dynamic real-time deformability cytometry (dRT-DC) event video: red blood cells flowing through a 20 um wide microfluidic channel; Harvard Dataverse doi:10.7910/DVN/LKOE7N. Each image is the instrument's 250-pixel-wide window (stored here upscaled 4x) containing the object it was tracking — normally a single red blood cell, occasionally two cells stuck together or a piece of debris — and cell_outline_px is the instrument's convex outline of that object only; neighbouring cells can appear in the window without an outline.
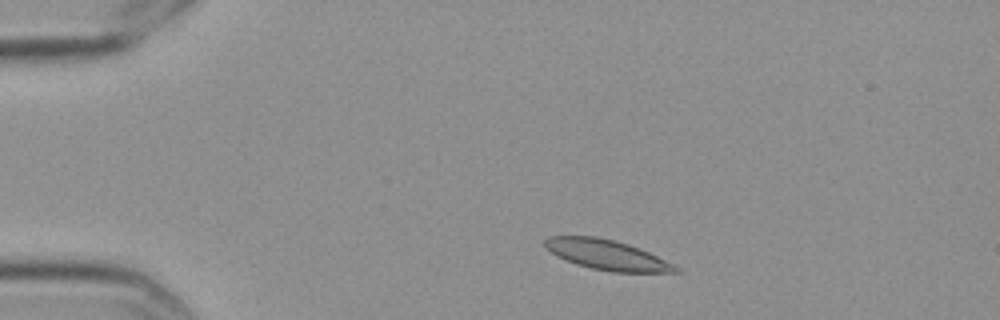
{"species": "Egyptian fruit bat (a non-hibernating species)", "species_latin": "Rousettus aegyptiacus", "temperature_condition": "cold", "stored_images_in_passage": 8, "camera_frame_rate_fps": 3000, "um_per_image_px": 0.085, "frame": {"image": 1, "passage_image": 2, "time_ms": 0.333, "image_size_px": [1000, 320], "cell_outline_px": [[684, 272], [612, 272], [592, 268], [576, 264], [556, 256], [544, 248], [544, 240], [548, 236], [596, 236], [616, 240], [640, 248], [680, 268]], "centroid_in_image_um": [51.55, 21.65], "position_along_channel_um": 33.5, "area_um2": 22.89}}
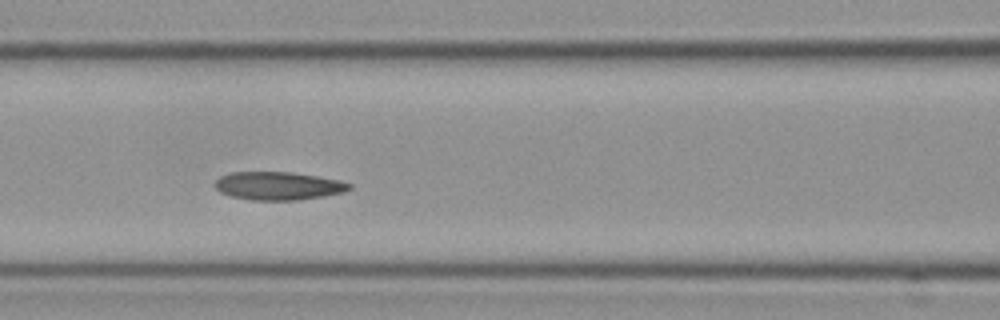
{"frame": {"image": 2, "passage_image": 6, "time_ms": 1.667, "image_size_px": [1000, 320], "cell_outline_px": [[352, 188], [344, 192], [324, 196], [296, 200], [252, 200], [232, 196], [220, 192], [216, 188], [216, 180], [220, 176], [232, 172], [292, 172], [340, 180], [352, 184]], "centroid_in_image_um": [23.68, 15.79], "position_along_channel_um": 142.9, "area_um2": 21.96}}
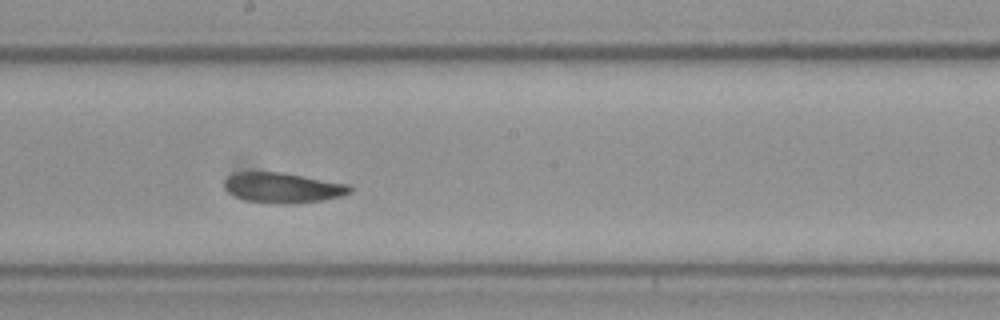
{"frame": {"image": 3, "passage_image": 8, "time_ms": 2.333, "image_size_px": [1000, 320], "cell_outline_px": [[352, 192], [340, 196], [324, 200], [288, 204], [280, 204], [244, 200], [228, 192], [224, 188], [224, 180], [228, 176], [236, 172], [284, 172], [348, 184], [352, 188]], "centroid_in_image_um": [24.03, 15.95], "position_along_channel_um": 224.2, "area_um2": 22.2}}